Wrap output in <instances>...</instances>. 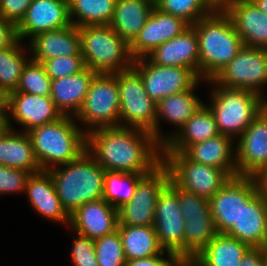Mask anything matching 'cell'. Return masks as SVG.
Returning a JSON list of instances; mask_svg holds the SVG:
<instances>
[{"label": "cell", "instance_id": "cell-1", "mask_svg": "<svg viewBox=\"0 0 267 266\" xmlns=\"http://www.w3.org/2000/svg\"><path fill=\"white\" fill-rule=\"evenodd\" d=\"M162 148L142 129L110 126L87 133L86 150L105 171L146 175L162 163Z\"/></svg>", "mask_w": 267, "mask_h": 266}, {"label": "cell", "instance_id": "cell-2", "mask_svg": "<svg viewBox=\"0 0 267 266\" xmlns=\"http://www.w3.org/2000/svg\"><path fill=\"white\" fill-rule=\"evenodd\" d=\"M199 46V78L213 79L243 47L233 22L222 8L192 25Z\"/></svg>", "mask_w": 267, "mask_h": 266}, {"label": "cell", "instance_id": "cell-3", "mask_svg": "<svg viewBox=\"0 0 267 266\" xmlns=\"http://www.w3.org/2000/svg\"><path fill=\"white\" fill-rule=\"evenodd\" d=\"M59 167L47 172L69 216L83 204L102 199L105 170L87 150L77 159Z\"/></svg>", "mask_w": 267, "mask_h": 266}, {"label": "cell", "instance_id": "cell-4", "mask_svg": "<svg viewBox=\"0 0 267 266\" xmlns=\"http://www.w3.org/2000/svg\"><path fill=\"white\" fill-rule=\"evenodd\" d=\"M81 128L74 117L63 115L28 131L41 170L67 164L86 151L87 133Z\"/></svg>", "mask_w": 267, "mask_h": 266}, {"label": "cell", "instance_id": "cell-5", "mask_svg": "<svg viewBox=\"0 0 267 266\" xmlns=\"http://www.w3.org/2000/svg\"><path fill=\"white\" fill-rule=\"evenodd\" d=\"M209 92L211 98L206 104L212 111L219 134L239 138L250 123L267 106V100L246 89H234L218 85L213 79Z\"/></svg>", "mask_w": 267, "mask_h": 266}, {"label": "cell", "instance_id": "cell-6", "mask_svg": "<svg viewBox=\"0 0 267 266\" xmlns=\"http://www.w3.org/2000/svg\"><path fill=\"white\" fill-rule=\"evenodd\" d=\"M85 67L96 74H115L133 66L127 44L109 25L78 27Z\"/></svg>", "mask_w": 267, "mask_h": 266}, {"label": "cell", "instance_id": "cell-7", "mask_svg": "<svg viewBox=\"0 0 267 266\" xmlns=\"http://www.w3.org/2000/svg\"><path fill=\"white\" fill-rule=\"evenodd\" d=\"M120 97L115 74H96L80 111L74 117L86 133L100 127L120 126Z\"/></svg>", "mask_w": 267, "mask_h": 266}, {"label": "cell", "instance_id": "cell-8", "mask_svg": "<svg viewBox=\"0 0 267 266\" xmlns=\"http://www.w3.org/2000/svg\"><path fill=\"white\" fill-rule=\"evenodd\" d=\"M162 163L176 186L208 200L231 177L225 170L194 162L181 152H162Z\"/></svg>", "mask_w": 267, "mask_h": 266}, {"label": "cell", "instance_id": "cell-9", "mask_svg": "<svg viewBox=\"0 0 267 266\" xmlns=\"http://www.w3.org/2000/svg\"><path fill=\"white\" fill-rule=\"evenodd\" d=\"M120 97V126L152 133L155 138L156 105L146 92L140 75L130 68L117 72Z\"/></svg>", "mask_w": 267, "mask_h": 266}, {"label": "cell", "instance_id": "cell-10", "mask_svg": "<svg viewBox=\"0 0 267 266\" xmlns=\"http://www.w3.org/2000/svg\"><path fill=\"white\" fill-rule=\"evenodd\" d=\"M223 87L253 91L267 100V49L245 46L213 78Z\"/></svg>", "mask_w": 267, "mask_h": 266}, {"label": "cell", "instance_id": "cell-11", "mask_svg": "<svg viewBox=\"0 0 267 266\" xmlns=\"http://www.w3.org/2000/svg\"><path fill=\"white\" fill-rule=\"evenodd\" d=\"M169 180V171L163 163L144 175L130 201L118 209V225L153 226L157 198Z\"/></svg>", "mask_w": 267, "mask_h": 266}, {"label": "cell", "instance_id": "cell-12", "mask_svg": "<svg viewBox=\"0 0 267 266\" xmlns=\"http://www.w3.org/2000/svg\"><path fill=\"white\" fill-rule=\"evenodd\" d=\"M132 68L140 75L147 94L156 103L191 89L201 80L189 68L156 65L147 57L135 59Z\"/></svg>", "mask_w": 267, "mask_h": 266}, {"label": "cell", "instance_id": "cell-13", "mask_svg": "<svg viewBox=\"0 0 267 266\" xmlns=\"http://www.w3.org/2000/svg\"><path fill=\"white\" fill-rule=\"evenodd\" d=\"M258 192L250 176L236 175L209 200L217 233H226L238 222L240 208Z\"/></svg>", "mask_w": 267, "mask_h": 266}, {"label": "cell", "instance_id": "cell-14", "mask_svg": "<svg viewBox=\"0 0 267 266\" xmlns=\"http://www.w3.org/2000/svg\"><path fill=\"white\" fill-rule=\"evenodd\" d=\"M184 222L177 193L167 184L157 198L153 226L160 246L183 264Z\"/></svg>", "mask_w": 267, "mask_h": 266}, {"label": "cell", "instance_id": "cell-15", "mask_svg": "<svg viewBox=\"0 0 267 266\" xmlns=\"http://www.w3.org/2000/svg\"><path fill=\"white\" fill-rule=\"evenodd\" d=\"M237 175L254 177L267 168V106L237 138Z\"/></svg>", "mask_w": 267, "mask_h": 266}, {"label": "cell", "instance_id": "cell-16", "mask_svg": "<svg viewBox=\"0 0 267 266\" xmlns=\"http://www.w3.org/2000/svg\"><path fill=\"white\" fill-rule=\"evenodd\" d=\"M9 126L13 129V120L28 132L43 124L51 123L63 115L56 108L50 96H40L23 92L8 93Z\"/></svg>", "mask_w": 267, "mask_h": 266}, {"label": "cell", "instance_id": "cell-17", "mask_svg": "<svg viewBox=\"0 0 267 266\" xmlns=\"http://www.w3.org/2000/svg\"><path fill=\"white\" fill-rule=\"evenodd\" d=\"M189 27L183 19L154 7L139 35L130 45L133 59L146 57L159 45L181 35Z\"/></svg>", "mask_w": 267, "mask_h": 266}, {"label": "cell", "instance_id": "cell-18", "mask_svg": "<svg viewBox=\"0 0 267 266\" xmlns=\"http://www.w3.org/2000/svg\"><path fill=\"white\" fill-rule=\"evenodd\" d=\"M70 25L69 0H33L17 28L20 40L29 41L41 32Z\"/></svg>", "mask_w": 267, "mask_h": 266}, {"label": "cell", "instance_id": "cell-19", "mask_svg": "<svg viewBox=\"0 0 267 266\" xmlns=\"http://www.w3.org/2000/svg\"><path fill=\"white\" fill-rule=\"evenodd\" d=\"M199 80L191 89L173 94L161 99L156 105L155 140L162 146L178 132L183 125L193 116V114L204 104L200 97L196 96L195 91ZM195 90V91H194ZM165 120L173 124L175 132L164 134L161 131L160 122Z\"/></svg>", "mask_w": 267, "mask_h": 266}, {"label": "cell", "instance_id": "cell-20", "mask_svg": "<svg viewBox=\"0 0 267 266\" xmlns=\"http://www.w3.org/2000/svg\"><path fill=\"white\" fill-rule=\"evenodd\" d=\"M222 9L245 46L267 49V15L251 0H232Z\"/></svg>", "mask_w": 267, "mask_h": 266}, {"label": "cell", "instance_id": "cell-21", "mask_svg": "<svg viewBox=\"0 0 267 266\" xmlns=\"http://www.w3.org/2000/svg\"><path fill=\"white\" fill-rule=\"evenodd\" d=\"M118 209L99 199L79 207L71 216L68 228L93 240L117 231Z\"/></svg>", "mask_w": 267, "mask_h": 266}, {"label": "cell", "instance_id": "cell-22", "mask_svg": "<svg viewBox=\"0 0 267 266\" xmlns=\"http://www.w3.org/2000/svg\"><path fill=\"white\" fill-rule=\"evenodd\" d=\"M27 44L31 60L38 63L56 57L81 55L79 29L72 24L41 32L32 37Z\"/></svg>", "mask_w": 267, "mask_h": 266}, {"label": "cell", "instance_id": "cell-23", "mask_svg": "<svg viewBox=\"0 0 267 266\" xmlns=\"http://www.w3.org/2000/svg\"><path fill=\"white\" fill-rule=\"evenodd\" d=\"M146 57L156 65L189 68L199 77L198 38L192 26L159 45Z\"/></svg>", "mask_w": 267, "mask_h": 266}, {"label": "cell", "instance_id": "cell-24", "mask_svg": "<svg viewBox=\"0 0 267 266\" xmlns=\"http://www.w3.org/2000/svg\"><path fill=\"white\" fill-rule=\"evenodd\" d=\"M31 207L41 217L53 222L64 223L69 227L70 216L63 209L51 175L40 171L27 180L25 192Z\"/></svg>", "mask_w": 267, "mask_h": 266}, {"label": "cell", "instance_id": "cell-25", "mask_svg": "<svg viewBox=\"0 0 267 266\" xmlns=\"http://www.w3.org/2000/svg\"><path fill=\"white\" fill-rule=\"evenodd\" d=\"M225 234L250 247L267 248V204L258 192L241 206L238 222Z\"/></svg>", "mask_w": 267, "mask_h": 266}, {"label": "cell", "instance_id": "cell-26", "mask_svg": "<svg viewBox=\"0 0 267 266\" xmlns=\"http://www.w3.org/2000/svg\"><path fill=\"white\" fill-rule=\"evenodd\" d=\"M95 75V72L85 67L77 74L51 80L50 97L62 115H77Z\"/></svg>", "mask_w": 267, "mask_h": 266}, {"label": "cell", "instance_id": "cell-27", "mask_svg": "<svg viewBox=\"0 0 267 266\" xmlns=\"http://www.w3.org/2000/svg\"><path fill=\"white\" fill-rule=\"evenodd\" d=\"M235 140L218 134L190 145L183 153L192 161L225 170L231 177L237 175Z\"/></svg>", "mask_w": 267, "mask_h": 266}, {"label": "cell", "instance_id": "cell-28", "mask_svg": "<svg viewBox=\"0 0 267 266\" xmlns=\"http://www.w3.org/2000/svg\"><path fill=\"white\" fill-rule=\"evenodd\" d=\"M155 7V0H117L109 26L129 45Z\"/></svg>", "mask_w": 267, "mask_h": 266}, {"label": "cell", "instance_id": "cell-29", "mask_svg": "<svg viewBox=\"0 0 267 266\" xmlns=\"http://www.w3.org/2000/svg\"><path fill=\"white\" fill-rule=\"evenodd\" d=\"M218 134L215 117L210 108L204 103L164 145L162 152L183 153L190 145L205 141Z\"/></svg>", "mask_w": 267, "mask_h": 266}, {"label": "cell", "instance_id": "cell-30", "mask_svg": "<svg viewBox=\"0 0 267 266\" xmlns=\"http://www.w3.org/2000/svg\"><path fill=\"white\" fill-rule=\"evenodd\" d=\"M0 165L32 174L42 171L34 154L28 132L9 129L0 136Z\"/></svg>", "mask_w": 267, "mask_h": 266}, {"label": "cell", "instance_id": "cell-31", "mask_svg": "<svg viewBox=\"0 0 267 266\" xmlns=\"http://www.w3.org/2000/svg\"><path fill=\"white\" fill-rule=\"evenodd\" d=\"M250 246L225 233L213 240L189 263L192 266H239Z\"/></svg>", "mask_w": 267, "mask_h": 266}, {"label": "cell", "instance_id": "cell-32", "mask_svg": "<svg viewBox=\"0 0 267 266\" xmlns=\"http://www.w3.org/2000/svg\"><path fill=\"white\" fill-rule=\"evenodd\" d=\"M126 261L159 255L160 246L154 226L118 225Z\"/></svg>", "mask_w": 267, "mask_h": 266}, {"label": "cell", "instance_id": "cell-33", "mask_svg": "<svg viewBox=\"0 0 267 266\" xmlns=\"http://www.w3.org/2000/svg\"><path fill=\"white\" fill-rule=\"evenodd\" d=\"M116 1L69 0L70 22L76 27L109 25L113 17Z\"/></svg>", "mask_w": 267, "mask_h": 266}, {"label": "cell", "instance_id": "cell-34", "mask_svg": "<svg viewBox=\"0 0 267 266\" xmlns=\"http://www.w3.org/2000/svg\"><path fill=\"white\" fill-rule=\"evenodd\" d=\"M184 264L189 263L216 236L213 217L184 218Z\"/></svg>", "mask_w": 267, "mask_h": 266}, {"label": "cell", "instance_id": "cell-35", "mask_svg": "<svg viewBox=\"0 0 267 266\" xmlns=\"http://www.w3.org/2000/svg\"><path fill=\"white\" fill-rule=\"evenodd\" d=\"M144 175L106 170L102 199L114 208L119 209L133 197L138 181Z\"/></svg>", "mask_w": 267, "mask_h": 266}, {"label": "cell", "instance_id": "cell-36", "mask_svg": "<svg viewBox=\"0 0 267 266\" xmlns=\"http://www.w3.org/2000/svg\"><path fill=\"white\" fill-rule=\"evenodd\" d=\"M22 43V44H21ZM25 45L19 40L13 47L0 50V87L7 93L17 88L22 70L31 57L25 56Z\"/></svg>", "mask_w": 267, "mask_h": 266}, {"label": "cell", "instance_id": "cell-37", "mask_svg": "<svg viewBox=\"0 0 267 266\" xmlns=\"http://www.w3.org/2000/svg\"><path fill=\"white\" fill-rule=\"evenodd\" d=\"M155 7L183 19L190 26L216 9L209 0H155Z\"/></svg>", "mask_w": 267, "mask_h": 266}, {"label": "cell", "instance_id": "cell-38", "mask_svg": "<svg viewBox=\"0 0 267 266\" xmlns=\"http://www.w3.org/2000/svg\"><path fill=\"white\" fill-rule=\"evenodd\" d=\"M14 91L50 96L51 78L41 63L30 59L24 66L17 88Z\"/></svg>", "mask_w": 267, "mask_h": 266}, {"label": "cell", "instance_id": "cell-39", "mask_svg": "<svg viewBox=\"0 0 267 266\" xmlns=\"http://www.w3.org/2000/svg\"><path fill=\"white\" fill-rule=\"evenodd\" d=\"M94 241L99 266H125L126 259L118 230Z\"/></svg>", "mask_w": 267, "mask_h": 266}, {"label": "cell", "instance_id": "cell-40", "mask_svg": "<svg viewBox=\"0 0 267 266\" xmlns=\"http://www.w3.org/2000/svg\"><path fill=\"white\" fill-rule=\"evenodd\" d=\"M168 185L177 193L179 207L184 218L212 217L208 199L183 190L171 180Z\"/></svg>", "mask_w": 267, "mask_h": 266}, {"label": "cell", "instance_id": "cell-41", "mask_svg": "<svg viewBox=\"0 0 267 266\" xmlns=\"http://www.w3.org/2000/svg\"><path fill=\"white\" fill-rule=\"evenodd\" d=\"M41 64L51 80L77 74L85 68L82 55L56 57Z\"/></svg>", "mask_w": 267, "mask_h": 266}, {"label": "cell", "instance_id": "cell-42", "mask_svg": "<svg viewBox=\"0 0 267 266\" xmlns=\"http://www.w3.org/2000/svg\"><path fill=\"white\" fill-rule=\"evenodd\" d=\"M71 248V260L74 266H99L95 254V241L77 232Z\"/></svg>", "mask_w": 267, "mask_h": 266}, {"label": "cell", "instance_id": "cell-43", "mask_svg": "<svg viewBox=\"0 0 267 266\" xmlns=\"http://www.w3.org/2000/svg\"><path fill=\"white\" fill-rule=\"evenodd\" d=\"M31 172L0 165V195L25 192Z\"/></svg>", "mask_w": 267, "mask_h": 266}, {"label": "cell", "instance_id": "cell-44", "mask_svg": "<svg viewBox=\"0 0 267 266\" xmlns=\"http://www.w3.org/2000/svg\"><path fill=\"white\" fill-rule=\"evenodd\" d=\"M33 0H0V16L18 25Z\"/></svg>", "mask_w": 267, "mask_h": 266}, {"label": "cell", "instance_id": "cell-45", "mask_svg": "<svg viewBox=\"0 0 267 266\" xmlns=\"http://www.w3.org/2000/svg\"><path fill=\"white\" fill-rule=\"evenodd\" d=\"M125 266H183V263L172 252L163 250L149 258L127 260Z\"/></svg>", "mask_w": 267, "mask_h": 266}, {"label": "cell", "instance_id": "cell-46", "mask_svg": "<svg viewBox=\"0 0 267 266\" xmlns=\"http://www.w3.org/2000/svg\"><path fill=\"white\" fill-rule=\"evenodd\" d=\"M19 40L17 25L0 16V50L13 47Z\"/></svg>", "mask_w": 267, "mask_h": 266}, {"label": "cell", "instance_id": "cell-47", "mask_svg": "<svg viewBox=\"0 0 267 266\" xmlns=\"http://www.w3.org/2000/svg\"><path fill=\"white\" fill-rule=\"evenodd\" d=\"M267 248L250 247L241 259L239 266H266Z\"/></svg>", "mask_w": 267, "mask_h": 266}, {"label": "cell", "instance_id": "cell-48", "mask_svg": "<svg viewBox=\"0 0 267 266\" xmlns=\"http://www.w3.org/2000/svg\"><path fill=\"white\" fill-rule=\"evenodd\" d=\"M258 193L267 204V168L256 174L254 177Z\"/></svg>", "mask_w": 267, "mask_h": 266}, {"label": "cell", "instance_id": "cell-49", "mask_svg": "<svg viewBox=\"0 0 267 266\" xmlns=\"http://www.w3.org/2000/svg\"><path fill=\"white\" fill-rule=\"evenodd\" d=\"M10 129L8 110H0V136Z\"/></svg>", "mask_w": 267, "mask_h": 266}, {"label": "cell", "instance_id": "cell-50", "mask_svg": "<svg viewBox=\"0 0 267 266\" xmlns=\"http://www.w3.org/2000/svg\"><path fill=\"white\" fill-rule=\"evenodd\" d=\"M0 110H8V93L0 87Z\"/></svg>", "mask_w": 267, "mask_h": 266}, {"label": "cell", "instance_id": "cell-51", "mask_svg": "<svg viewBox=\"0 0 267 266\" xmlns=\"http://www.w3.org/2000/svg\"><path fill=\"white\" fill-rule=\"evenodd\" d=\"M257 8L267 15V0H251Z\"/></svg>", "mask_w": 267, "mask_h": 266}, {"label": "cell", "instance_id": "cell-52", "mask_svg": "<svg viewBox=\"0 0 267 266\" xmlns=\"http://www.w3.org/2000/svg\"><path fill=\"white\" fill-rule=\"evenodd\" d=\"M215 8H223L227 3L232 0H209Z\"/></svg>", "mask_w": 267, "mask_h": 266}]
</instances>
